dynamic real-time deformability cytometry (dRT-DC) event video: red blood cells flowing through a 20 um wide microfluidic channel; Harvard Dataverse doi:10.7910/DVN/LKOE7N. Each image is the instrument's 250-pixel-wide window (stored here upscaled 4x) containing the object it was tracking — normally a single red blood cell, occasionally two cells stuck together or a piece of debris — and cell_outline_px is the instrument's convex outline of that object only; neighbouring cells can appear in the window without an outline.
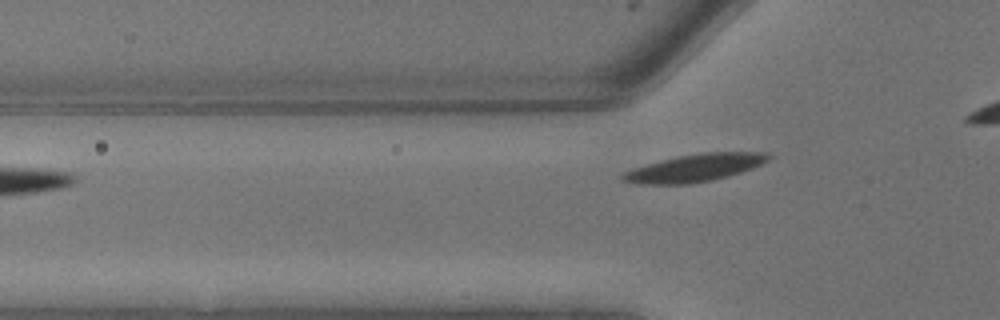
{"species": "common noctule bat (a hibernating species)", "species_latin": "Nyctalus noctula", "temperature_condition": "warm", "stored_images_in_passage": 4, "camera_frame_rate_fps": 3000, "um_per_image_px": 0.085, "animal": {"sex": "male", "body_mass_g": 13.3}, "frame": {"image": 1, "passage_image": 4, "time_ms": 1.0, "image_size_px": [1000, 320], "cell_outline_px": [[772, 156], [768, 160], [752, 168], [740, 172], [708, 180], [688, 184], [636, 184], [620, 180], [620, 176], [624, 172], [632, 168], [680, 156], [704, 152], [768, 152]], "centroid_in_image_um": [59.03, 14.27], "position_along_channel_um": 66.8, "area_um2": 22.95}}